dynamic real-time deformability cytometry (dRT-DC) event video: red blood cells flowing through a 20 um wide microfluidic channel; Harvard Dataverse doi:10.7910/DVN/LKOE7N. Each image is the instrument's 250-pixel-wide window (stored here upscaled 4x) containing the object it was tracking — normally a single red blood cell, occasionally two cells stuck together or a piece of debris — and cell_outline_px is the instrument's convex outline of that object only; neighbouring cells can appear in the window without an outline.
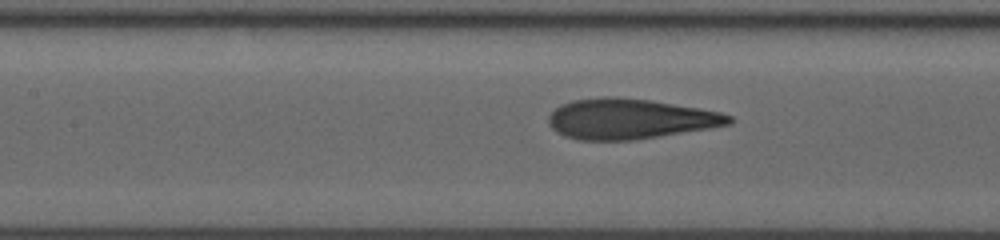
{"species": "human", "species_latin": "Homo sapiens", "temperature_condition": "room temperature", "stored_images_in_passage": 41, "camera_frame_rate_fps": 3000, "um_per_image_px": 0.085, "donor": {"sex": "male"}, "frame": {"image": 1, "passage_image": 21, "time_ms": 6.667, "image_size_px": [1000, 240], "cell_outline_px": [[732, 124], [708, 128], [632, 140], [580, 140], [564, 136], [556, 132], [548, 124], [548, 116], [560, 104], [572, 100], [600, 96], [616, 96], [652, 100], [720, 112], [732, 116]], "centroid_in_image_um": [53.48, 10.09], "position_along_channel_um": 153.9, "area_um2": 42.37}}
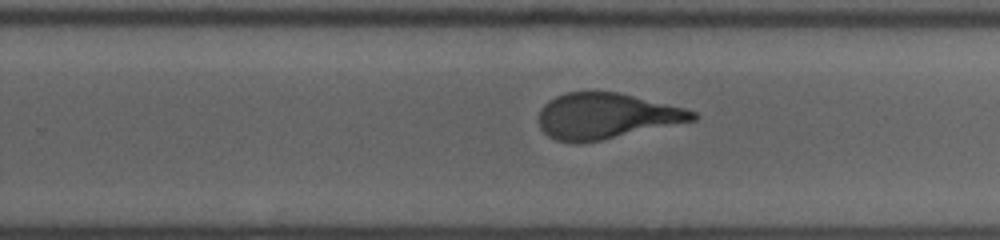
{"frame": {"image": 2, "passage_image": 30, "time_ms": 9.667, "image_size_px": [1000, 240], "cell_outline_px": [[696, 120], [600, 140], [580, 144], [576, 144], [556, 140], [548, 136], [540, 128], [540, 108], [548, 100], [564, 92], [620, 92], [684, 108], [696, 112]], "centroid_in_image_um": [51.49, 9.86], "position_along_channel_um": 278.3, "area_um2": 40.86}}
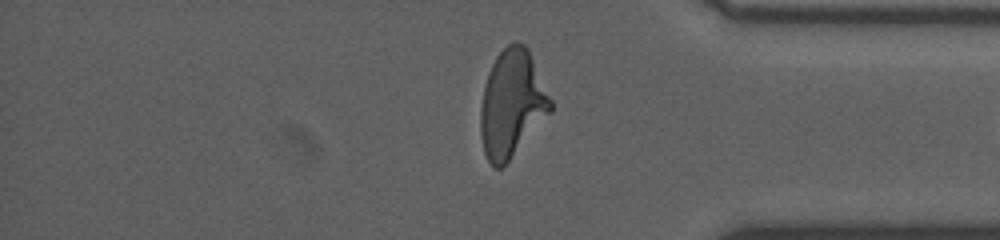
{"frame": {"image": 3, "passage_image": 39, "time_ms": 12.667, "image_size_px": [1000, 240], "cell_outline_px": [[552, 112], [504, 168], [492, 168], [484, 152], [480, 136], [480, 108], [484, 84], [488, 72], [496, 56], [508, 44], [516, 40], [524, 44], [528, 48], [552, 100]], "centroid_in_image_um": [43.51, 8.86], "position_along_channel_um": 391.7, "area_um2": 44.45}}